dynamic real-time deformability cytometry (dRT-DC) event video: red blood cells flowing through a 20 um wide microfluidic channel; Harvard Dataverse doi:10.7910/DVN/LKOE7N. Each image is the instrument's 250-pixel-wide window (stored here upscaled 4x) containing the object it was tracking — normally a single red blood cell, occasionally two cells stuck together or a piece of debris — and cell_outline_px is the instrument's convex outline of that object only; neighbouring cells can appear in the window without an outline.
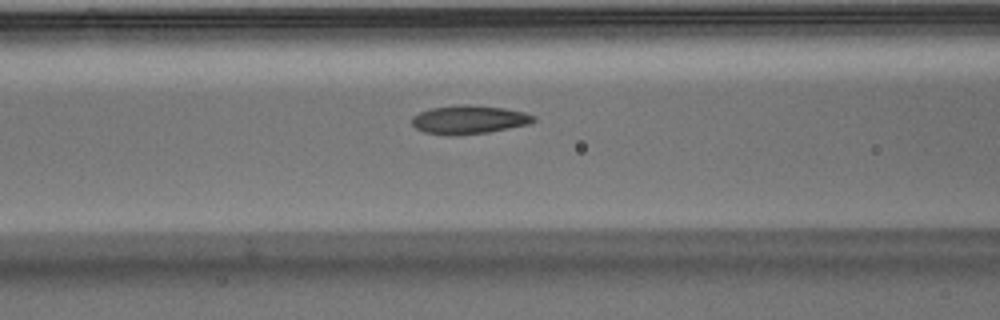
{"species": "Egyptian fruit bat (a non-hibernating species)", "species_latin": "Rousettus aegyptiacus", "temperature_condition": "warm", "stored_images_in_passage": 36, "camera_frame_rate_fps": 3000, "um_per_image_px": 0.085, "animal": {"sex": "male"}, "frame": {"image": 1, "passage_image": 6, "time_ms": 1.667, "image_size_px": [1000, 320], "cell_outline_px": [[536, 120], [528, 124], [488, 132], [424, 132], [416, 128], [412, 124], [412, 116], [420, 112], [432, 108], [464, 104], [468, 104], [504, 108], [524, 112], [536, 116]], "centroid_in_image_um": [39.92, 10.11], "position_along_channel_um": 126.7, "area_um2": 19.25}}
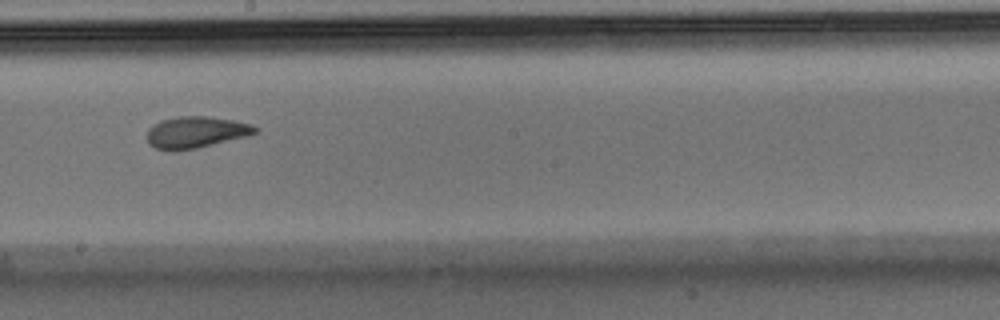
{"frame": {"image": 2, "passage_image": 14, "time_ms": 4.333, "image_size_px": [1000, 320], "cell_outline_px": [[260, 128], [256, 132], [248, 136], [196, 148], [176, 152], [172, 152], [156, 148], [148, 144], [148, 128], [152, 124], [160, 120], [180, 116], [204, 116], [232, 120], [252, 124]], "centroid_in_image_um": [16.63, 11.25], "position_along_channel_um": 231.6, "area_um2": 20.06}}
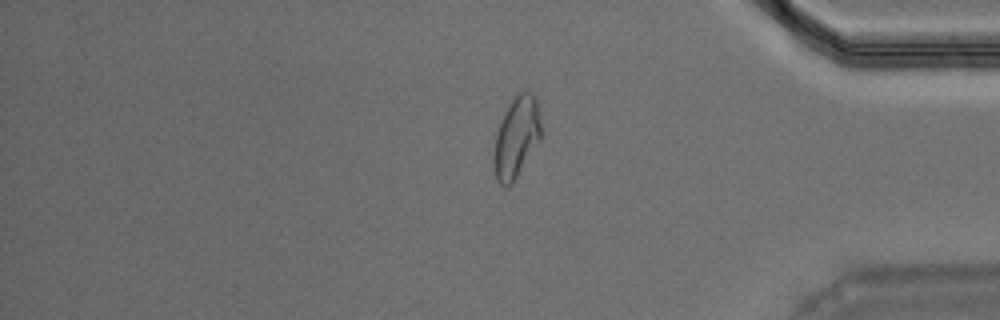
{"frame": {"image": 3, "passage_image": 28, "time_ms": 9.0, "image_size_px": [1000, 320], "cell_outline_px": [[540, 140], [512, 184], [508, 188], [500, 184], [496, 180], [496, 132], [508, 104], [520, 92], [532, 92], [536, 100], [540, 120]], "centroid_in_image_um": [43.92, 11.66], "position_along_channel_um": 391.3, "area_um2": 21.5}, "authors_computed_cell_mechanics": {"area_um2": 20.1722, "velocity_mm_per_s": 3.9262, "shape_relaxation_time_tau1_ms": null, "shape_relaxation_time_tau2_ms": 1.6544, "deformation_change_tau1": null, "deformation_change_tau2": 0.0817}}